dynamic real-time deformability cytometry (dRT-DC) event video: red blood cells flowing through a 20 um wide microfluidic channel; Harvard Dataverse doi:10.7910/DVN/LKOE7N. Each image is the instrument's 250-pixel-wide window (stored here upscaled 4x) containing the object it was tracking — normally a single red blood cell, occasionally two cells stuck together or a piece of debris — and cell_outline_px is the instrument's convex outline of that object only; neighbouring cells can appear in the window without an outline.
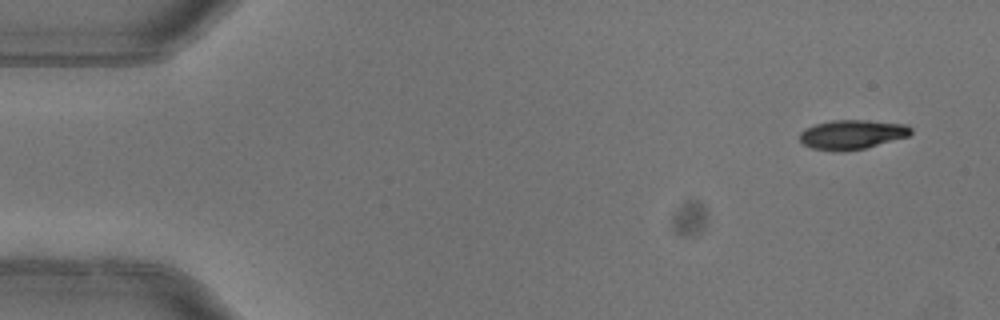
{"species": "common noctule bat (a hibernating species)", "species_latin": "Nyctalus noctula", "temperature_condition": "warm", "stored_images_in_passage": 4, "camera_frame_rate_fps": 3000, "um_per_image_px": 0.085, "animal": {"sex": "female"}, "frame": {"image": 1, "passage_image": 1, "time_ms": 0.0, "image_size_px": [1000, 320], "cell_outline_px": [[912, 132], [908, 136], [864, 148], [840, 152], [836, 152], [812, 148], [804, 144], [800, 140], [800, 132], [804, 128], [816, 124], [832, 120], [864, 120], [908, 124], [912, 128]], "centroid_in_image_um": [72.41, 11.43], "position_along_channel_um": 12.6, "area_um2": 19.02}}
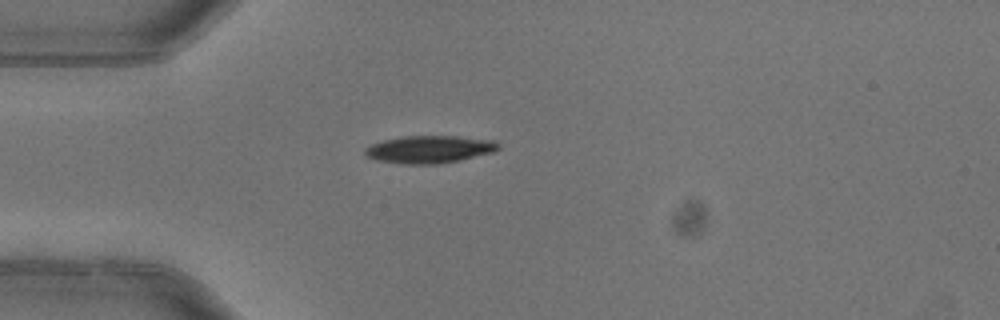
{"frame": {"image": 2, "passage_image": 4, "time_ms": 1.0, "image_size_px": [1000, 320], "cell_outline_px": [[500, 148], [492, 152], [456, 160], [436, 164], [404, 164], [380, 160], [368, 156], [364, 152], [364, 148], [372, 144], [384, 140], [404, 136], [456, 136], [492, 140], [500, 144]], "centroid_in_image_um": [36.49, 12.68], "position_along_channel_um": 48.5, "area_um2": 20.92}}